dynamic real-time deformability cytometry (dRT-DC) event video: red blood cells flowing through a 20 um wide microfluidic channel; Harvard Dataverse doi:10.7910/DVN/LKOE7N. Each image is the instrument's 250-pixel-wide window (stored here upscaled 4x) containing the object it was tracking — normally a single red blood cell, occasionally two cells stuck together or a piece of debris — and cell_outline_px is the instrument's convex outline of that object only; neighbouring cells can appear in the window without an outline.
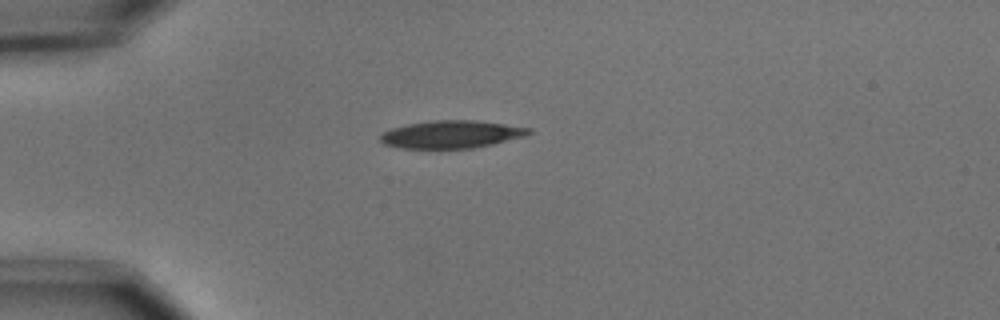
{"species": "common noctule bat (a hibernating species)", "species_latin": "Nyctalus noctula", "temperature_condition": "cold", "stored_images_in_passage": 41, "camera_frame_rate_fps": 3000, "um_per_image_px": 0.085, "animal": {"sex": "male", "body_mass_g": 15.6}, "frame": {"image": 1, "passage_image": 1, "time_ms": 0.0, "image_size_px": [1000, 320], "cell_outline_px": [[532, 132], [524, 136], [492, 144], [472, 148], [400, 148], [384, 144], [380, 140], [380, 136], [384, 132], [392, 128], [408, 124], [432, 120], [476, 120], [532, 128]], "centroid_in_image_um": [38.37, 11.41], "position_along_channel_um": 46.6, "area_um2": 23.76}}
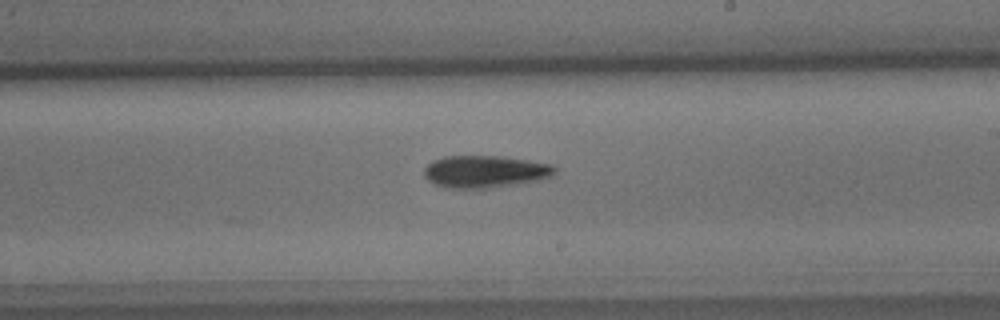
{"frame": {"image": 2, "passage_image": 19, "time_ms": 6.0, "image_size_px": [1000, 320], "cell_outline_px": [[556, 172], [548, 176], [536, 180], [520, 184], [496, 188], [444, 188], [428, 180], [424, 176], [424, 168], [432, 160], [444, 156], [500, 156], [528, 160], [552, 164], [556, 168]], "centroid_in_image_um": [41.2, 14.59], "position_along_channel_um": 247.8, "area_um2": 24.68}}
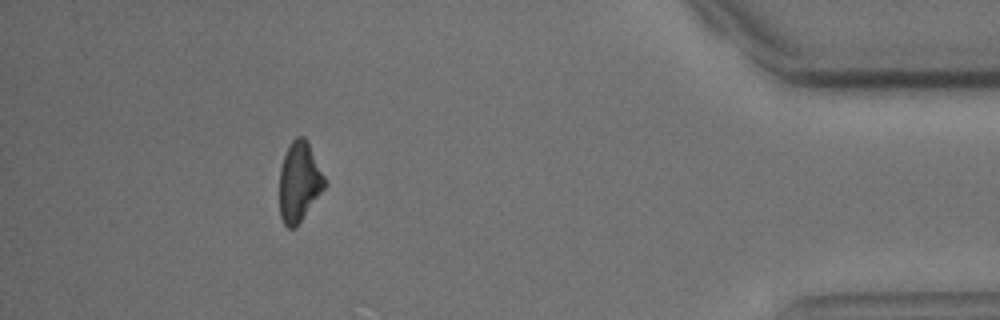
{"frame": {"image": 3, "passage_image": 36, "time_ms": 11.667, "image_size_px": [1000, 320], "cell_outline_px": [[328, 184], [296, 228], [288, 228], [284, 224], [280, 216], [280, 168], [284, 156], [292, 140], [296, 136], [304, 136]], "centroid_in_image_um": [25.44, 15.5], "position_along_channel_um": 409.8, "area_um2": 20.87}, "authors_computed_cell_mechanics": {"area_um2": 23.5246, "velocity_mm_per_s": 3.6921, "shape_relaxation_time_tau1_ms": 3.4369, "shape_relaxation_time_tau2_ms": null, "deformation_change_tau1": 0.1135, "deformation_change_tau2": null}}